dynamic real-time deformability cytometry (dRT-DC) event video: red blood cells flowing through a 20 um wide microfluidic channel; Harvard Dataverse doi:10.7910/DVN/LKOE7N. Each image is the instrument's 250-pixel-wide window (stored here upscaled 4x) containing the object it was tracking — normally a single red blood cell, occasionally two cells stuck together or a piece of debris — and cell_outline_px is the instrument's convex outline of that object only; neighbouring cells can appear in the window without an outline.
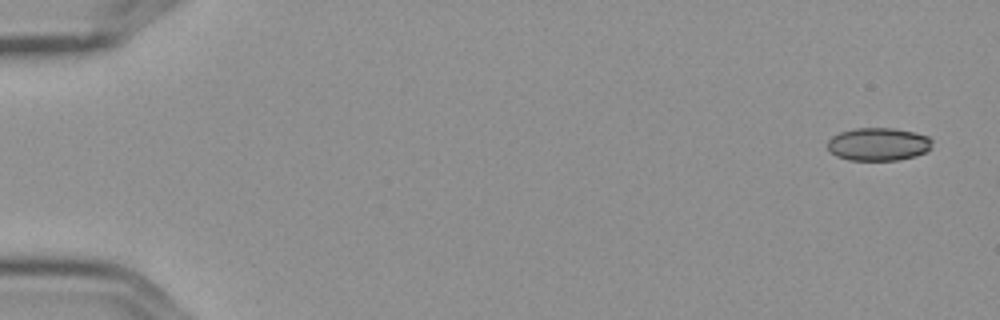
{"species": "Egyptian fruit bat (a non-hibernating species)", "species_latin": "Rousettus aegyptiacus", "temperature_condition": "cold", "stored_images_in_passage": 3, "camera_frame_rate_fps": 3000, "um_per_image_px": 0.085, "frame": {"image": 1, "passage_image": 1, "time_ms": 0.0, "image_size_px": [1000, 320], "cell_outline_px": [[932, 148], [928, 152], [916, 156], [900, 160], [848, 160], [836, 156], [828, 148], [828, 140], [832, 136], [840, 132], [856, 128], [896, 128], [916, 132], [928, 136], [932, 140]], "centroid_in_image_um": [74.71, 12.26], "position_along_channel_um": 10.3, "area_um2": 20.4}}